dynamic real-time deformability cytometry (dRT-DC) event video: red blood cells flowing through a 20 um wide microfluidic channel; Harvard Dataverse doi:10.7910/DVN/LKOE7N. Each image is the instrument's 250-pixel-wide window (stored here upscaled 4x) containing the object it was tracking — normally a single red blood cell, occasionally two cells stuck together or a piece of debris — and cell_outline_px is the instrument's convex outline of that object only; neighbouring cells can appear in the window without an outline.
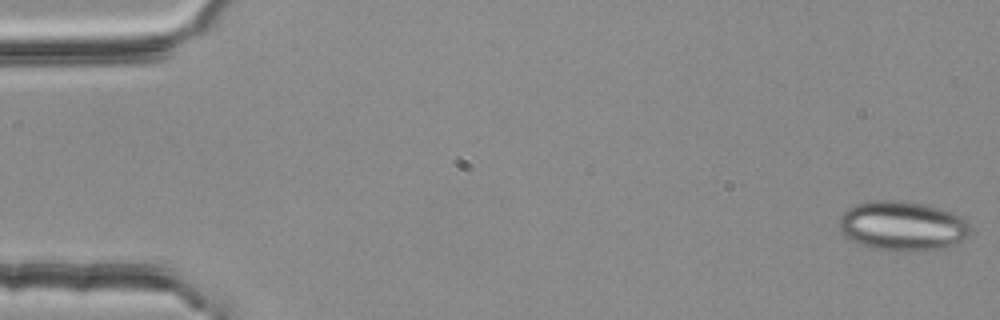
{"species": "common noctule bat (a hibernating species)", "species_latin": "Nyctalus noctula", "temperature_condition": "room temperature", "stored_images_in_passage": 53, "camera_frame_rate_fps": 3000, "um_per_image_px": 0.085, "animal": {"sex": "female", "body_mass_g": 25.1}, "frame": {"image": 1, "passage_image": 1, "time_ms": 0.0, "image_size_px": [1000, 320], "cell_outline_px": [[972, 232], [964, 240], [940, 248], [912, 252], [892, 252], [872, 248], [860, 244], [844, 236], [840, 232], [836, 220], [848, 208], [856, 204], [872, 200], [900, 200], [924, 204], [940, 208], [960, 216], [972, 228]], "centroid_in_image_um": [76.67, 19.21], "position_along_channel_um": 8.3, "area_um2": 38.44}}
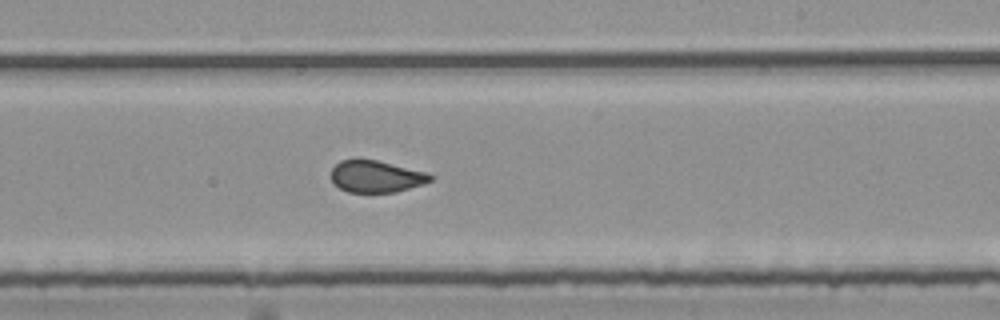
{"frame": {"image": 2, "passage_image": 32, "time_ms": 10.333, "image_size_px": [1000, 320], "cell_outline_px": [[432, 180], [424, 184], [396, 192], [348, 192], [340, 188], [332, 180], [332, 168], [340, 160], [376, 160], [424, 172], [432, 176]], "centroid_in_image_um": [31.96, 15.01], "position_along_channel_um": 257.0, "area_um2": 18.03}}
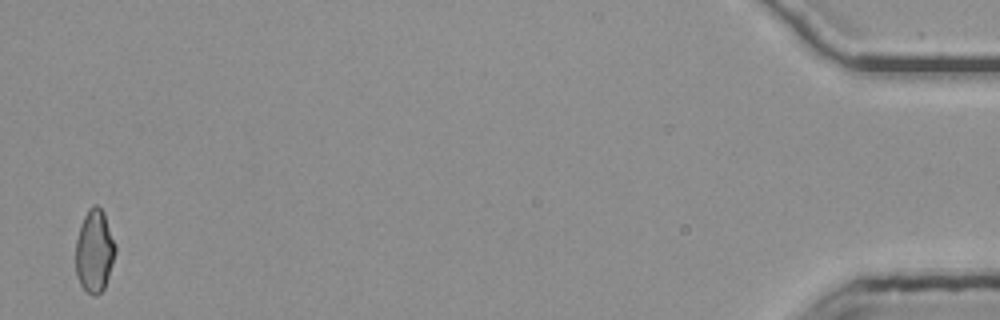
{"frame": {"image": 3, "passage_image": 53, "time_ms": 17.333, "image_size_px": [1000, 320], "cell_outline_px": [[116, 252], [104, 288], [96, 296], [92, 296], [80, 284], [76, 276], [76, 240], [80, 224], [88, 208], [92, 204], [96, 204], [104, 212], [116, 244]], "centroid_in_image_um": [8.03, 21.31], "position_along_channel_um": 427.2, "area_um2": 19.25}, "authors_computed_cell_mechanics": {"area_um2": 19.7098, "velocity_mm_per_s": 3.7837, "shape_relaxation_time_tau1_ms": null, "shape_relaxation_time_tau2_ms": 1.0787, "deformation_change_tau1": null, "deformation_change_tau2": 0.0729}}